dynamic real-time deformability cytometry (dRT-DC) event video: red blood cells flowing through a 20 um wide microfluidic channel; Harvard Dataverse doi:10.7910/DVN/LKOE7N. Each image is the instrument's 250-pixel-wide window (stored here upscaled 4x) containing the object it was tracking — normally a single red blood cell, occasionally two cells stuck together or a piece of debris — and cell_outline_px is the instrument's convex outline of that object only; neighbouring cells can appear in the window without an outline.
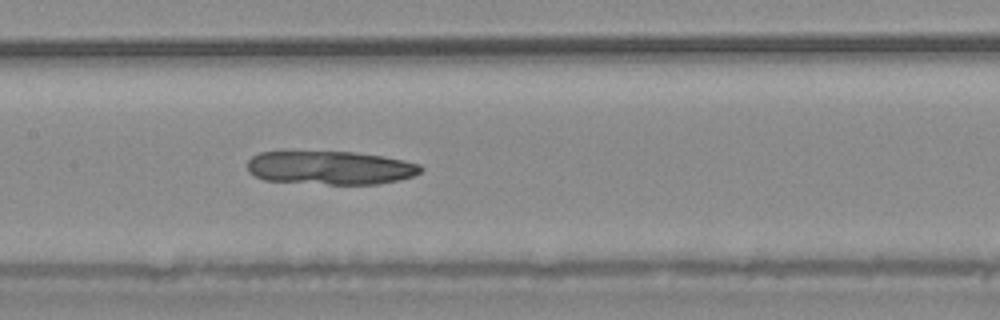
{"species": "common noctule bat (a hibernating species)", "species_latin": "Nyctalus noctula", "temperature_condition": "warm", "stored_images_in_passage": 54, "camera_frame_rate_fps": 3000, "um_per_image_px": 0.085, "animal": {"sex": "male", "body_mass_g": 20.4}, "frame": {"image": 1, "passage_image": 26, "time_ms": 8.333, "image_size_px": [1000, 320], "cell_outline_px": [[424, 168], [420, 172], [412, 176], [400, 180], [380, 184], [328, 184], [264, 180], [248, 172], [248, 160], [252, 156], [260, 152], [352, 152], [384, 156], [404, 160], [420, 164]], "centroid_in_image_um": [28.11, 14.26], "position_along_channel_um": 179.3, "area_um2": 33.87}}